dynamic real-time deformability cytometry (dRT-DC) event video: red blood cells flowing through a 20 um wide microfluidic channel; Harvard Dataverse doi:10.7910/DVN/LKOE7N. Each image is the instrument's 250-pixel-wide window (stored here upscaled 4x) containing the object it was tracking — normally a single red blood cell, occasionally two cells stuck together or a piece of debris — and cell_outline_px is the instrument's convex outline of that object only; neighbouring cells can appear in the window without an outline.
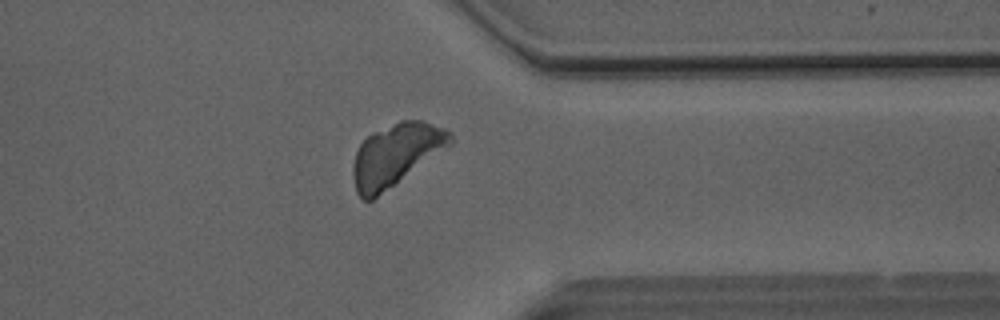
{"species": "Egyptian fruit bat (a non-hibernating species)", "species_latin": "Rousettus aegyptiacus", "temperature_condition": "room temperature", "stored_images_in_passage": 42, "camera_frame_rate_fps": 3000, "um_per_image_px": 0.085, "animal": {"sex": "male"}, "frame": {"image": 1, "passage_image": 34, "time_ms": 11.0, "image_size_px": [1000, 320], "cell_outline_px": [[452, 144], [372, 200], [364, 200], [356, 192], [352, 176], [352, 168], [356, 152], [360, 144], [372, 132], [400, 120], [424, 120], [444, 128], [452, 132]], "centroid_in_image_um": [33.64, 13.14], "position_along_channel_um": 377.8, "area_um2": 35.03}}
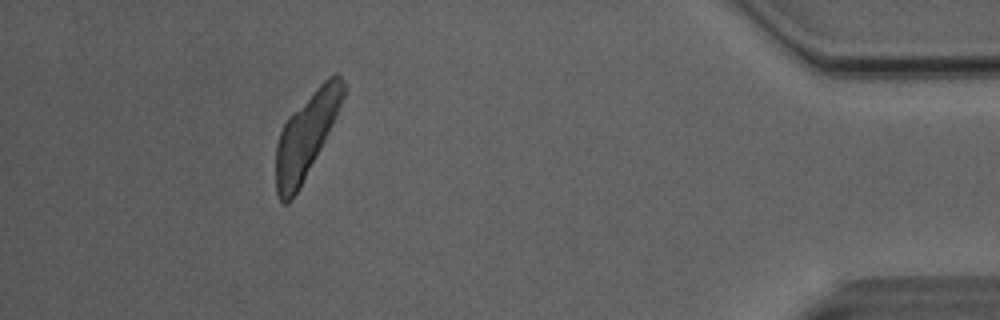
{"frame": {"image": 2, "passage_image": 40, "time_ms": 13.0, "image_size_px": [1000, 320], "cell_outline_px": [[348, 88], [332, 124], [300, 188], [288, 204], [280, 204], [276, 192], [276, 144], [280, 132], [288, 116], [328, 76], [336, 72], [340, 76]], "centroid_in_image_um": [26.01, 11.52], "position_along_channel_um": 409.2, "area_um2": 32.77}}